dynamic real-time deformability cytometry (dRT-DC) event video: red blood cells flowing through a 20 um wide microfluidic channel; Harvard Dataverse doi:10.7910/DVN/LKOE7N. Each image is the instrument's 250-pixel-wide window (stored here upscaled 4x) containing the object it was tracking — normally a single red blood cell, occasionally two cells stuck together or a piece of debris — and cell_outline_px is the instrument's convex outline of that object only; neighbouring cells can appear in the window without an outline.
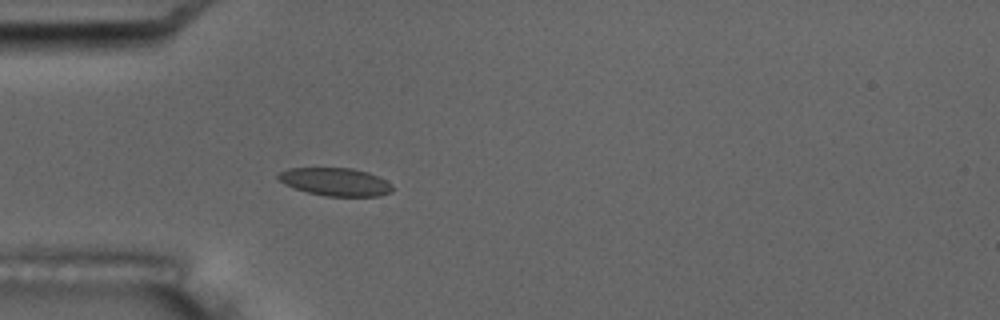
{"species": "common noctule bat (a hibernating species)", "species_latin": "Nyctalus noctula", "temperature_condition": "room temperature", "stored_images_in_passage": 1, "camera_frame_rate_fps": 3000, "um_per_image_px": 0.085, "animal": {"sex": "male", "body_mass_g": 17.5, "forearm_length_mm": 52.3}, "frame": {"image": 1, "passage_image": 1, "time_ms": 0.0, "image_size_px": [1000, 320], "cell_outline_px": [[392, 192], [380, 196], [324, 196], [308, 192], [284, 184], [276, 176], [280, 172], [288, 168], [352, 168], [368, 172], [392, 184]], "centroid_in_image_um": [28.51, 15.46], "position_along_channel_um": 56.5, "area_um2": 18.5}}